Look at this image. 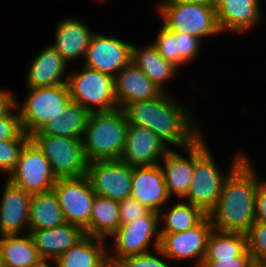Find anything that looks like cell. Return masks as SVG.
I'll list each match as a JSON object with an SVG mask.
<instances>
[{
    "instance_id": "d6a6232c",
    "label": "cell",
    "mask_w": 266,
    "mask_h": 267,
    "mask_svg": "<svg viewBox=\"0 0 266 267\" xmlns=\"http://www.w3.org/2000/svg\"><path fill=\"white\" fill-rule=\"evenodd\" d=\"M16 109V105L13 102L0 115V141L7 139H30V136H28L22 129L18 110L17 114H13L14 111L12 110Z\"/></svg>"
},
{
    "instance_id": "5bb4252c",
    "label": "cell",
    "mask_w": 266,
    "mask_h": 267,
    "mask_svg": "<svg viewBox=\"0 0 266 267\" xmlns=\"http://www.w3.org/2000/svg\"><path fill=\"white\" fill-rule=\"evenodd\" d=\"M132 46L115 36L94 32L85 53L84 66L115 77L132 61Z\"/></svg>"
},
{
    "instance_id": "44dd1931",
    "label": "cell",
    "mask_w": 266,
    "mask_h": 267,
    "mask_svg": "<svg viewBox=\"0 0 266 267\" xmlns=\"http://www.w3.org/2000/svg\"><path fill=\"white\" fill-rule=\"evenodd\" d=\"M32 60L26 77L27 88L67 84L68 75L64 77V74L68 63L51 45L43 48Z\"/></svg>"
},
{
    "instance_id": "2e32d148",
    "label": "cell",
    "mask_w": 266,
    "mask_h": 267,
    "mask_svg": "<svg viewBox=\"0 0 266 267\" xmlns=\"http://www.w3.org/2000/svg\"><path fill=\"white\" fill-rule=\"evenodd\" d=\"M131 197L150 211L164 212L162 207L170 201L160 164L132 167Z\"/></svg>"
},
{
    "instance_id": "74e56055",
    "label": "cell",
    "mask_w": 266,
    "mask_h": 267,
    "mask_svg": "<svg viewBox=\"0 0 266 267\" xmlns=\"http://www.w3.org/2000/svg\"><path fill=\"white\" fill-rule=\"evenodd\" d=\"M150 210L133 197H127L119 202L120 225L131 223L146 215Z\"/></svg>"
},
{
    "instance_id": "4dcf8cb0",
    "label": "cell",
    "mask_w": 266,
    "mask_h": 267,
    "mask_svg": "<svg viewBox=\"0 0 266 267\" xmlns=\"http://www.w3.org/2000/svg\"><path fill=\"white\" fill-rule=\"evenodd\" d=\"M206 216L200 208L188 202L175 203L164 215L159 212L160 221L164 219L160 233L184 232L198 225Z\"/></svg>"
},
{
    "instance_id": "f1b7e54d",
    "label": "cell",
    "mask_w": 266,
    "mask_h": 267,
    "mask_svg": "<svg viewBox=\"0 0 266 267\" xmlns=\"http://www.w3.org/2000/svg\"><path fill=\"white\" fill-rule=\"evenodd\" d=\"M119 226V202L96 195L89 222V236L107 240Z\"/></svg>"
},
{
    "instance_id": "3957f363",
    "label": "cell",
    "mask_w": 266,
    "mask_h": 267,
    "mask_svg": "<svg viewBox=\"0 0 266 267\" xmlns=\"http://www.w3.org/2000/svg\"><path fill=\"white\" fill-rule=\"evenodd\" d=\"M203 137L201 135L194 141V172L189 191L184 199L209 215L218 203L225 179L248 155L237 153L229 173L224 175L214 162L213 154L209 152Z\"/></svg>"
},
{
    "instance_id": "8d00e7d4",
    "label": "cell",
    "mask_w": 266,
    "mask_h": 267,
    "mask_svg": "<svg viewBox=\"0 0 266 267\" xmlns=\"http://www.w3.org/2000/svg\"><path fill=\"white\" fill-rule=\"evenodd\" d=\"M178 46V69L184 64H188L199 53L201 47L200 38L186 34L184 32H175Z\"/></svg>"
},
{
    "instance_id": "ee69618b",
    "label": "cell",
    "mask_w": 266,
    "mask_h": 267,
    "mask_svg": "<svg viewBox=\"0 0 266 267\" xmlns=\"http://www.w3.org/2000/svg\"><path fill=\"white\" fill-rule=\"evenodd\" d=\"M254 267H266V264L255 265Z\"/></svg>"
},
{
    "instance_id": "ac0fdd59",
    "label": "cell",
    "mask_w": 266,
    "mask_h": 267,
    "mask_svg": "<svg viewBox=\"0 0 266 267\" xmlns=\"http://www.w3.org/2000/svg\"><path fill=\"white\" fill-rule=\"evenodd\" d=\"M114 84L119 108L130 102L157 99L164 93L132 61L115 75Z\"/></svg>"
},
{
    "instance_id": "8fae6325",
    "label": "cell",
    "mask_w": 266,
    "mask_h": 267,
    "mask_svg": "<svg viewBox=\"0 0 266 267\" xmlns=\"http://www.w3.org/2000/svg\"><path fill=\"white\" fill-rule=\"evenodd\" d=\"M57 179L50 162L31 139L25 143L14 170L7 177L14 186L31 194L53 190Z\"/></svg>"
},
{
    "instance_id": "e0dca14e",
    "label": "cell",
    "mask_w": 266,
    "mask_h": 267,
    "mask_svg": "<svg viewBox=\"0 0 266 267\" xmlns=\"http://www.w3.org/2000/svg\"><path fill=\"white\" fill-rule=\"evenodd\" d=\"M1 196L0 235L28 233L31 193L14 186L6 179Z\"/></svg>"
},
{
    "instance_id": "7402d4cb",
    "label": "cell",
    "mask_w": 266,
    "mask_h": 267,
    "mask_svg": "<svg viewBox=\"0 0 266 267\" xmlns=\"http://www.w3.org/2000/svg\"><path fill=\"white\" fill-rule=\"evenodd\" d=\"M29 233L40 257L51 261H55L86 236L82 228L67 222L55 228L29 230Z\"/></svg>"
},
{
    "instance_id": "836d02e7",
    "label": "cell",
    "mask_w": 266,
    "mask_h": 267,
    "mask_svg": "<svg viewBox=\"0 0 266 267\" xmlns=\"http://www.w3.org/2000/svg\"><path fill=\"white\" fill-rule=\"evenodd\" d=\"M167 259L162 250L157 248L155 252L152 251V253L150 251L144 254L132 255L119 259L111 267H171L170 264L166 262Z\"/></svg>"
},
{
    "instance_id": "d590c367",
    "label": "cell",
    "mask_w": 266,
    "mask_h": 267,
    "mask_svg": "<svg viewBox=\"0 0 266 267\" xmlns=\"http://www.w3.org/2000/svg\"><path fill=\"white\" fill-rule=\"evenodd\" d=\"M159 54L178 68V46L175 32L161 25L154 42H151Z\"/></svg>"
},
{
    "instance_id": "cb8c5ba5",
    "label": "cell",
    "mask_w": 266,
    "mask_h": 267,
    "mask_svg": "<svg viewBox=\"0 0 266 267\" xmlns=\"http://www.w3.org/2000/svg\"><path fill=\"white\" fill-rule=\"evenodd\" d=\"M106 240L85 236L54 262L55 267H110Z\"/></svg>"
},
{
    "instance_id": "4316f807",
    "label": "cell",
    "mask_w": 266,
    "mask_h": 267,
    "mask_svg": "<svg viewBox=\"0 0 266 267\" xmlns=\"http://www.w3.org/2000/svg\"><path fill=\"white\" fill-rule=\"evenodd\" d=\"M90 112L80 104L70 101L40 131L32 135H52L82 139Z\"/></svg>"
},
{
    "instance_id": "7a4b0ae2",
    "label": "cell",
    "mask_w": 266,
    "mask_h": 267,
    "mask_svg": "<svg viewBox=\"0 0 266 267\" xmlns=\"http://www.w3.org/2000/svg\"><path fill=\"white\" fill-rule=\"evenodd\" d=\"M253 167L247 156L225 179L218 203L208 215L215 230L247 233L255 222L256 190L262 179Z\"/></svg>"
},
{
    "instance_id": "60d3db41",
    "label": "cell",
    "mask_w": 266,
    "mask_h": 267,
    "mask_svg": "<svg viewBox=\"0 0 266 267\" xmlns=\"http://www.w3.org/2000/svg\"><path fill=\"white\" fill-rule=\"evenodd\" d=\"M13 96L10 91L0 89V115L13 103Z\"/></svg>"
},
{
    "instance_id": "f546056e",
    "label": "cell",
    "mask_w": 266,
    "mask_h": 267,
    "mask_svg": "<svg viewBox=\"0 0 266 267\" xmlns=\"http://www.w3.org/2000/svg\"><path fill=\"white\" fill-rule=\"evenodd\" d=\"M247 248L246 233L222 232L213 229L208 238L204 260H219L237 257Z\"/></svg>"
},
{
    "instance_id": "d6986e66",
    "label": "cell",
    "mask_w": 266,
    "mask_h": 267,
    "mask_svg": "<svg viewBox=\"0 0 266 267\" xmlns=\"http://www.w3.org/2000/svg\"><path fill=\"white\" fill-rule=\"evenodd\" d=\"M79 18H63L57 23L54 43L50 44L69 63L85 57L90 39L91 28Z\"/></svg>"
},
{
    "instance_id": "e575fe53",
    "label": "cell",
    "mask_w": 266,
    "mask_h": 267,
    "mask_svg": "<svg viewBox=\"0 0 266 267\" xmlns=\"http://www.w3.org/2000/svg\"><path fill=\"white\" fill-rule=\"evenodd\" d=\"M29 139H7L0 141V172L7 176L14 170L20 152Z\"/></svg>"
},
{
    "instance_id": "b9f144b4",
    "label": "cell",
    "mask_w": 266,
    "mask_h": 267,
    "mask_svg": "<svg viewBox=\"0 0 266 267\" xmlns=\"http://www.w3.org/2000/svg\"><path fill=\"white\" fill-rule=\"evenodd\" d=\"M215 4L216 0H160L158 4Z\"/></svg>"
},
{
    "instance_id": "4fadbf2b",
    "label": "cell",
    "mask_w": 266,
    "mask_h": 267,
    "mask_svg": "<svg viewBox=\"0 0 266 267\" xmlns=\"http://www.w3.org/2000/svg\"><path fill=\"white\" fill-rule=\"evenodd\" d=\"M214 227L207 215L198 225L178 233H160L159 248L170 260L194 259L195 267H201L207 249L208 238Z\"/></svg>"
},
{
    "instance_id": "6da1fadb",
    "label": "cell",
    "mask_w": 266,
    "mask_h": 267,
    "mask_svg": "<svg viewBox=\"0 0 266 267\" xmlns=\"http://www.w3.org/2000/svg\"><path fill=\"white\" fill-rule=\"evenodd\" d=\"M167 92L157 99L127 103L121 109L129 125L149 128L167 146L183 149L202 134L193 124L191 113Z\"/></svg>"
},
{
    "instance_id": "ffe728a7",
    "label": "cell",
    "mask_w": 266,
    "mask_h": 267,
    "mask_svg": "<svg viewBox=\"0 0 266 267\" xmlns=\"http://www.w3.org/2000/svg\"><path fill=\"white\" fill-rule=\"evenodd\" d=\"M260 0H216L215 10L221 32L241 33L261 21Z\"/></svg>"
},
{
    "instance_id": "30bf717a",
    "label": "cell",
    "mask_w": 266,
    "mask_h": 267,
    "mask_svg": "<svg viewBox=\"0 0 266 267\" xmlns=\"http://www.w3.org/2000/svg\"><path fill=\"white\" fill-rule=\"evenodd\" d=\"M65 222L76 225L89 236V222L96 193L88 177L58 178L54 187Z\"/></svg>"
},
{
    "instance_id": "603a6c76",
    "label": "cell",
    "mask_w": 266,
    "mask_h": 267,
    "mask_svg": "<svg viewBox=\"0 0 266 267\" xmlns=\"http://www.w3.org/2000/svg\"><path fill=\"white\" fill-rule=\"evenodd\" d=\"M180 150L186 152L187 156H181L170 149L162 158L163 165L159 163L171 199L175 194L180 199L187 195L194 172V142Z\"/></svg>"
},
{
    "instance_id": "8992f818",
    "label": "cell",
    "mask_w": 266,
    "mask_h": 267,
    "mask_svg": "<svg viewBox=\"0 0 266 267\" xmlns=\"http://www.w3.org/2000/svg\"><path fill=\"white\" fill-rule=\"evenodd\" d=\"M82 71L70 72L67 85L71 101L80 104L89 112L115 110L114 77L83 65Z\"/></svg>"
},
{
    "instance_id": "ab89813d",
    "label": "cell",
    "mask_w": 266,
    "mask_h": 267,
    "mask_svg": "<svg viewBox=\"0 0 266 267\" xmlns=\"http://www.w3.org/2000/svg\"><path fill=\"white\" fill-rule=\"evenodd\" d=\"M255 222L266 223V180H262L256 190Z\"/></svg>"
},
{
    "instance_id": "d4e9b609",
    "label": "cell",
    "mask_w": 266,
    "mask_h": 267,
    "mask_svg": "<svg viewBox=\"0 0 266 267\" xmlns=\"http://www.w3.org/2000/svg\"><path fill=\"white\" fill-rule=\"evenodd\" d=\"M132 62L164 92L165 84L176 76L178 68L171 62L166 61L158 52L157 48L149 43L147 45L132 46Z\"/></svg>"
},
{
    "instance_id": "ba28073f",
    "label": "cell",
    "mask_w": 266,
    "mask_h": 267,
    "mask_svg": "<svg viewBox=\"0 0 266 267\" xmlns=\"http://www.w3.org/2000/svg\"><path fill=\"white\" fill-rule=\"evenodd\" d=\"M160 223L162 224L159 213L149 211L131 223L120 225L110 236V239L114 237L115 245V252L112 250L114 254L111 252L110 255V252H107L110 267L124 257L150 252V245H153L154 250L159 248L161 242Z\"/></svg>"
},
{
    "instance_id": "9c48e42d",
    "label": "cell",
    "mask_w": 266,
    "mask_h": 267,
    "mask_svg": "<svg viewBox=\"0 0 266 267\" xmlns=\"http://www.w3.org/2000/svg\"><path fill=\"white\" fill-rule=\"evenodd\" d=\"M30 139L50 162L57 178L83 177L88 160L82 139L52 135H31Z\"/></svg>"
},
{
    "instance_id": "277c9868",
    "label": "cell",
    "mask_w": 266,
    "mask_h": 267,
    "mask_svg": "<svg viewBox=\"0 0 266 267\" xmlns=\"http://www.w3.org/2000/svg\"><path fill=\"white\" fill-rule=\"evenodd\" d=\"M128 125L121 108L90 112L82 138L88 162L120 159Z\"/></svg>"
},
{
    "instance_id": "7bdbcfd3",
    "label": "cell",
    "mask_w": 266,
    "mask_h": 267,
    "mask_svg": "<svg viewBox=\"0 0 266 267\" xmlns=\"http://www.w3.org/2000/svg\"><path fill=\"white\" fill-rule=\"evenodd\" d=\"M50 261L42 259L38 264L33 265L31 267H53L50 263Z\"/></svg>"
},
{
    "instance_id": "484cf974",
    "label": "cell",
    "mask_w": 266,
    "mask_h": 267,
    "mask_svg": "<svg viewBox=\"0 0 266 267\" xmlns=\"http://www.w3.org/2000/svg\"><path fill=\"white\" fill-rule=\"evenodd\" d=\"M20 235H0L2 267H31L42 260L30 233Z\"/></svg>"
},
{
    "instance_id": "9a60e30c",
    "label": "cell",
    "mask_w": 266,
    "mask_h": 267,
    "mask_svg": "<svg viewBox=\"0 0 266 267\" xmlns=\"http://www.w3.org/2000/svg\"><path fill=\"white\" fill-rule=\"evenodd\" d=\"M149 128L128 125L121 160L131 167L154 166L170 150Z\"/></svg>"
},
{
    "instance_id": "7c38bea8",
    "label": "cell",
    "mask_w": 266,
    "mask_h": 267,
    "mask_svg": "<svg viewBox=\"0 0 266 267\" xmlns=\"http://www.w3.org/2000/svg\"><path fill=\"white\" fill-rule=\"evenodd\" d=\"M86 176L96 195L117 202L131 196L132 167L121 159L89 162Z\"/></svg>"
},
{
    "instance_id": "f35d334b",
    "label": "cell",
    "mask_w": 266,
    "mask_h": 267,
    "mask_svg": "<svg viewBox=\"0 0 266 267\" xmlns=\"http://www.w3.org/2000/svg\"><path fill=\"white\" fill-rule=\"evenodd\" d=\"M255 263L252 260L248 248L237 257L219 259V260H204L201 267H254Z\"/></svg>"
},
{
    "instance_id": "5b68a950",
    "label": "cell",
    "mask_w": 266,
    "mask_h": 267,
    "mask_svg": "<svg viewBox=\"0 0 266 267\" xmlns=\"http://www.w3.org/2000/svg\"><path fill=\"white\" fill-rule=\"evenodd\" d=\"M28 96L24 104L18 107L16 97L13 102L19 112L23 131L31 136L40 131L49 121L71 101L67 84H60L51 87L28 88Z\"/></svg>"
},
{
    "instance_id": "1f68e13d",
    "label": "cell",
    "mask_w": 266,
    "mask_h": 267,
    "mask_svg": "<svg viewBox=\"0 0 266 267\" xmlns=\"http://www.w3.org/2000/svg\"><path fill=\"white\" fill-rule=\"evenodd\" d=\"M246 234L253 262L255 265L266 264V223L254 222Z\"/></svg>"
},
{
    "instance_id": "52a82bcc",
    "label": "cell",
    "mask_w": 266,
    "mask_h": 267,
    "mask_svg": "<svg viewBox=\"0 0 266 267\" xmlns=\"http://www.w3.org/2000/svg\"><path fill=\"white\" fill-rule=\"evenodd\" d=\"M162 25L172 32H184L204 39L221 34L215 4H158Z\"/></svg>"
},
{
    "instance_id": "83f0119b",
    "label": "cell",
    "mask_w": 266,
    "mask_h": 267,
    "mask_svg": "<svg viewBox=\"0 0 266 267\" xmlns=\"http://www.w3.org/2000/svg\"><path fill=\"white\" fill-rule=\"evenodd\" d=\"M65 222L54 190L31 194L29 202V230L50 229Z\"/></svg>"
}]
</instances>
